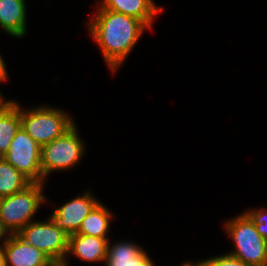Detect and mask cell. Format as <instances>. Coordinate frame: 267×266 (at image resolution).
Segmentation results:
<instances>
[{
	"label": "cell",
	"instance_id": "d6986e66",
	"mask_svg": "<svg viewBox=\"0 0 267 266\" xmlns=\"http://www.w3.org/2000/svg\"><path fill=\"white\" fill-rule=\"evenodd\" d=\"M5 67V63L0 55V81L7 80L8 75Z\"/></svg>",
	"mask_w": 267,
	"mask_h": 266
},
{
	"label": "cell",
	"instance_id": "ba28073f",
	"mask_svg": "<svg viewBox=\"0 0 267 266\" xmlns=\"http://www.w3.org/2000/svg\"><path fill=\"white\" fill-rule=\"evenodd\" d=\"M90 191L57 208L51 218L68 235L77 233L84 218L99 204Z\"/></svg>",
	"mask_w": 267,
	"mask_h": 266
},
{
	"label": "cell",
	"instance_id": "9a60e30c",
	"mask_svg": "<svg viewBox=\"0 0 267 266\" xmlns=\"http://www.w3.org/2000/svg\"><path fill=\"white\" fill-rule=\"evenodd\" d=\"M112 213L99 203L82 221L77 234L107 238Z\"/></svg>",
	"mask_w": 267,
	"mask_h": 266
},
{
	"label": "cell",
	"instance_id": "5bb4252c",
	"mask_svg": "<svg viewBox=\"0 0 267 266\" xmlns=\"http://www.w3.org/2000/svg\"><path fill=\"white\" fill-rule=\"evenodd\" d=\"M20 127V105L10 101L0 109V157L8 151L11 141Z\"/></svg>",
	"mask_w": 267,
	"mask_h": 266
},
{
	"label": "cell",
	"instance_id": "8992f818",
	"mask_svg": "<svg viewBox=\"0 0 267 266\" xmlns=\"http://www.w3.org/2000/svg\"><path fill=\"white\" fill-rule=\"evenodd\" d=\"M84 143L80 140L76 125L64 135L41 147V171L44 177L56 170L76 166L83 153Z\"/></svg>",
	"mask_w": 267,
	"mask_h": 266
},
{
	"label": "cell",
	"instance_id": "4fadbf2b",
	"mask_svg": "<svg viewBox=\"0 0 267 266\" xmlns=\"http://www.w3.org/2000/svg\"><path fill=\"white\" fill-rule=\"evenodd\" d=\"M0 26L15 37L26 34L25 0H0Z\"/></svg>",
	"mask_w": 267,
	"mask_h": 266
},
{
	"label": "cell",
	"instance_id": "9c48e42d",
	"mask_svg": "<svg viewBox=\"0 0 267 266\" xmlns=\"http://www.w3.org/2000/svg\"><path fill=\"white\" fill-rule=\"evenodd\" d=\"M6 266H53L55 263L41 250L26 243L17 234L2 242Z\"/></svg>",
	"mask_w": 267,
	"mask_h": 266
},
{
	"label": "cell",
	"instance_id": "ac0fdd59",
	"mask_svg": "<svg viewBox=\"0 0 267 266\" xmlns=\"http://www.w3.org/2000/svg\"><path fill=\"white\" fill-rule=\"evenodd\" d=\"M267 212V211H266ZM263 208L259 210L247 211L245 214L254 223L256 231L267 241V213Z\"/></svg>",
	"mask_w": 267,
	"mask_h": 266
},
{
	"label": "cell",
	"instance_id": "44dd1931",
	"mask_svg": "<svg viewBox=\"0 0 267 266\" xmlns=\"http://www.w3.org/2000/svg\"><path fill=\"white\" fill-rule=\"evenodd\" d=\"M0 266H6L4 253L2 252L1 248H0Z\"/></svg>",
	"mask_w": 267,
	"mask_h": 266
},
{
	"label": "cell",
	"instance_id": "2e32d148",
	"mask_svg": "<svg viewBox=\"0 0 267 266\" xmlns=\"http://www.w3.org/2000/svg\"><path fill=\"white\" fill-rule=\"evenodd\" d=\"M31 183L26 176L0 157V198L20 192Z\"/></svg>",
	"mask_w": 267,
	"mask_h": 266
},
{
	"label": "cell",
	"instance_id": "30bf717a",
	"mask_svg": "<svg viewBox=\"0 0 267 266\" xmlns=\"http://www.w3.org/2000/svg\"><path fill=\"white\" fill-rule=\"evenodd\" d=\"M108 238H99L83 234H71L68 237L67 254H75L76 257L87 262L106 261Z\"/></svg>",
	"mask_w": 267,
	"mask_h": 266
},
{
	"label": "cell",
	"instance_id": "cb8c5ba5",
	"mask_svg": "<svg viewBox=\"0 0 267 266\" xmlns=\"http://www.w3.org/2000/svg\"><path fill=\"white\" fill-rule=\"evenodd\" d=\"M53 266H64V265H62V264H54Z\"/></svg>",
	"mask_w": 267,
	"mask_h": 266
},
{
	"label": "cell",
	"instance_id": "6da1fadb",
	"mask_svg": "<svg viewBox=\"0 0 267 266\" xmlns=\"http://www.w3.org/2000/svg\"><path fill=\"white\" fill-rule=\"evenodd\" d=\"M111 71L122 64L147 28L140 20L107 9H98L88 24Z\"/></svg>",
	"mask_w": 267,
	"mask_h": 266
},
{
	"label": "cell",
	"instance_id": "ffe728a7",
	"mask_svg": "<svg viewBox=\"0 0 267 266\" xmlns=\"http://www.w3.org/2000/svg\"><path fill=\"white\" fill-rule=\"evenodd\" d=\"M6 234H8L9 236L11 233L5 228L3 223L0 221V240H2L4 236H6L5 238H8ZM0 248H2V245L0 246Z\"/></svg>",
	"mask_w": 267,
	"mask_h": 266
},
{
	"label": "cell",
	"instance_id": "7c38bea8",
	"mask_svg": "<svg viewBox=\"0 0 267 266\" xmlns=\"http://www.w3.org/2000/svg\"><path fill=\"white\" fill-rule=\"evenodd\" d=\"M106 266H155L147 253L135 243L118 242L110 247L108 242Z\"/></svg>",
	"mask_w": 267,
	"mask_h": 266
},
{
	"label": "cell",
	"instance_id": "52a82bcc",
	"mask_svg": "<svg viewBox=\"0 0 267 266\" xmlns=\"http://www.w3.org/2000/svg\"><path fill=\"white\" fill-rule=\"evenodd\" d=\"M2 157L32 183H44L41 171V146L26 133L22 126Z\"/></svg>",
	"mask_w": 267,
	"mask_h": 266
},
{
	"label": "cell",
	"instance_id": "277c9868",
	"mask_svg": "<svg viewBox=\"0 0 267 266\" xmlns=\"http://www.w3.org/2000/svg\"><path fill=\"white\" fill-rule=\"evenodd\" d=\"M21 126L41 147L64 135L75 123L64 111L38 107L23 111L20 107Z\"/></svg>",
	"mask_w": 267,
	"mask_h": 266
},
{
	"label": "cell",
	"instance_id": "3957f363",
	"mask_svg": "<svg viewBox=\"0 0 267 266\" xmlns=\"http://www.w3.org/2000/svg\"><path fill=\"white\" fill-rule=\"evenodd\" d=\"M225 228L236 247V251L228 254L249 266H267V241L245 213L227 221Z\"/></svg>",
	"mask_w": 267,
	"mask_h": 266
},
{
	"label": "cell",
	"instance_id": "8fae6325",
	"mask_svg": "<svg viewBox=\"0 0 267 266\" xmlns=\"http://www.w3.org/2000/svg\"><path fill=\"white\" fill-rule=\"evenodd\" d=\"M98 9H107L140 20L147 28L152 26L154 15L163 8H157L153 0H103Z\"/></svg>",
	"mask_w": 267,
	"mask_h": 266
},
{
	"label": "cell",
	"instance_id": "5b68a950",
	"mask_svg": "<svg viewBox=\"0 0 267 266\" xmlns=\"http://www.w3.org/2000/svg\"><path fill=\"white\" fill-rule=\"evenodd\" d=\"M17 235L45 253L55 264L68 266L66 257L69 235L51 217L47 222H30Z\"/></svg>",
	"mask_w": 267,
	"mask_h": 266
},
{
	"label": "cell",
	"instance_id": "603a6c76",
	"mask_svg": "<svg viewBox=\"0 0 267 266\" xmlns=\"http://www.w3.org/2000/svg\"><path fill=\"white\" fill-rule=\"evenodd\" d=\"M181 266H200V264L197 262L196 264H192L191 262H186V263H183Z\"/></svg>",
	"mask_w": 267,
	"mask_h": 266
},
{
	"label": "cell",
	"instance_id": "7a4b0ae2",
	"mask_svg": "<svg viewBox=\"0 0 267 266\" xmlns=\"http://www.w3.org/2000/svg\"><path fill=\"white\" fill-rule=\"evenodd\" d=\"M44 183H31L24 190L0 198V221L11 234H17L32 220L45 200Z\"/></svg>",
	"mask_w": 267,
	"mask_h": 266
},
{
	"label": "cell",
	"instance_id": "7402d4cb",
	"mask_svg": "<svg viewBox=\"0 0 267 266\" xmlns=\"http://www.w3.org/2000/svg\"><path fill=\"white\" fill-rule=\"evenodd\" d=\"M3 97H1L0 93V109L4 108L10 101H3Z\"/></svg>",
	"mask_w": 267,
	"mask_h": 266
},
{
	"label": "cell",
	"instance_id": "e0dca14e",
	"mask_svg": "<svg viewBox=\"0 0 267 266\" xmlns=\"http://www.w3.org/2000/svg\"><path fill=\"white\" fill-rule=\"evenodd\" d=\"M200 266H249L230 254L214 256L198 262Z\"/></svg>",
	"mask_w": 267,
	"mask_h": 266
}]
</instances>
